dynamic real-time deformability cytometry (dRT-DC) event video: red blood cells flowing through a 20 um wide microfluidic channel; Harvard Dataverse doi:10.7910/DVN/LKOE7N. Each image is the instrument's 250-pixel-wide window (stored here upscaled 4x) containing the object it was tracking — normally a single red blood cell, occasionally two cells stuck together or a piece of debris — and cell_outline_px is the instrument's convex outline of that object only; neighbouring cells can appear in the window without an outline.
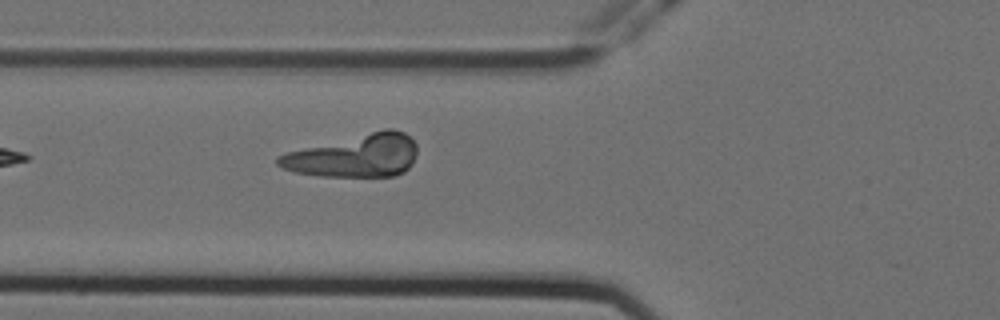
{"species": "Egyptian fruit bat (a non-hibernating species)", "species_latin": "Rousettus aegyptiacus", "temperature_condition": "cold", "stored_images_in_passage": 5, "camera_frame_rate_fps": 3000, "um_per_image_px": 0.085, "animal": {"sex": "female"}, "frame": {"image": 1, "passage_image": 5, "time_ms": 1.333, "image_size_px": [1000, 320], "cell_outline_px": [[416, 156], [412, 164], [404, 172], [396, 176], [320, 176], [296, 172], [280, 168], [276, 164], [276, 156], [288, 152], [384, 128], [392, 128], [404, 132], [416, 144]], "centroid_in_image_um": [30.16, 13.24], "position_along_channel_um": 95.6, "area_um2": 34.56}}